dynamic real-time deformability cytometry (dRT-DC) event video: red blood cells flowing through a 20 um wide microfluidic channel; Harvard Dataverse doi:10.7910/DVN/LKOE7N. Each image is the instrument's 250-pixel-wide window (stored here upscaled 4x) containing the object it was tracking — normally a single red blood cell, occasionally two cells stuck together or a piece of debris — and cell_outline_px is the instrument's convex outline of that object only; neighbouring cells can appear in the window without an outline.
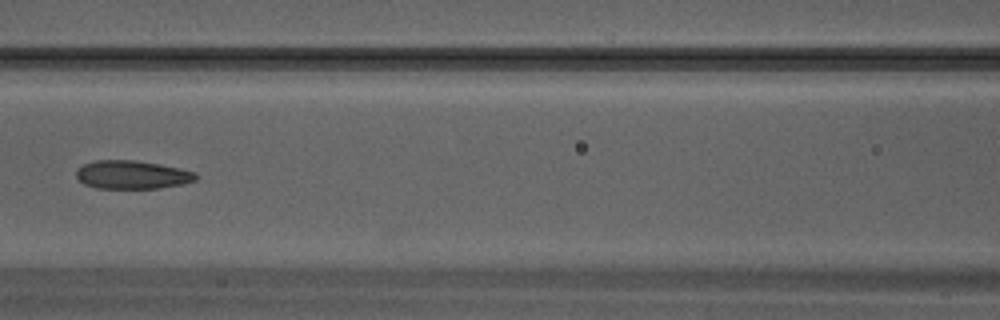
{"species": "Egyptian fruit bat (a non-hibernating species)", "species_latin": "Rousettus aegyptiacus", "temperature_condition": "warm", "stored_images_in_passage": 23, "camera_frame_rate_fps": 3000, "um_per_image_px": 0.085, "animal": {"sex": "male"}, "frame": {"image": 1, "passage_image": 14, "time_ms": 4.333, "image_size_px": [1000, 320], "cell_outline_px": [[200, 176], [196, 180], [184, 184], [160, 188], [96, 188], [84, 184], [76, 176], [76, 168], [84, 164], [96, 160], [136, 160], [160, 164], [180, 168], [196, 172]], "centroid_in_image_um": [11.26, 14.85], "position_along_channel_um": 155.3, "area_um2": 20.0}}
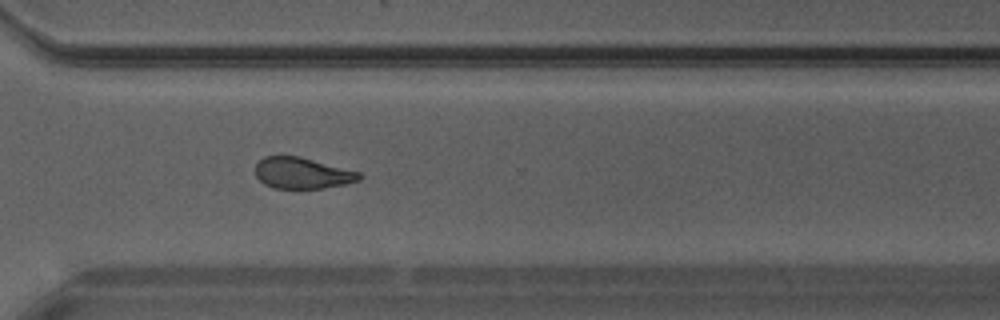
{"frame": {"image": 2, "passage_image": 23, "time_ms": 7.333, "image_size_px": [1000, 320], "cell_outline_px": [[364, 176], [360, 180], [344, 184], [320, 188], [276, 188], [264, 184], [256, 176], [256, 164], [264, 156], [300, 156], [360, 172]], "centroid_in_image_um": [25.71, 14.7], "position_along_channel_um": 344.9, "area_um2": 18.79}}